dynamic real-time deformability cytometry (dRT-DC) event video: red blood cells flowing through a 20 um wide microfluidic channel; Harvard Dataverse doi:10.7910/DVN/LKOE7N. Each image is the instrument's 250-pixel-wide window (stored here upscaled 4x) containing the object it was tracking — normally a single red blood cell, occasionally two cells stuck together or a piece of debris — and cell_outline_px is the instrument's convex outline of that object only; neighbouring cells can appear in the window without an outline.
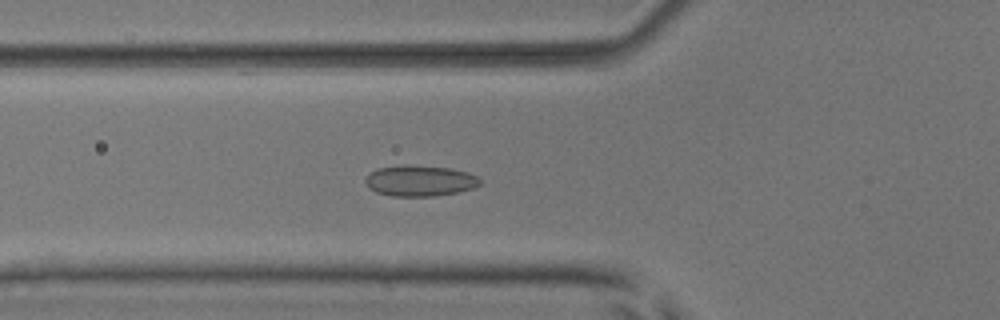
{"species": "common noctule bat (a hibernating species)", "species_latin": "Nyctalus noctula", "temperature_condition": "room temperature", "stored_images_in_passage": 39, "camera_frame_rate_fps": 3000, "um_per_image_px": 0.085, "animal": {"sex": "male", "body_mass_g": 17.9, "forearm_length_mm": 54.2}, "frame": {"image": 1, "passage_image": 6, "time_ms": 1.667, "image_size_px": [1000, 320], "cell_outline_px": [[480, 184], [472, 188], [456, 192], [432, 196], [392, 196], [376, 192], [368, 188], [364, 180], [376, 168], [404, 164], [452, 168], [468, 172], [476, 176], [480, 180]], "centroid_in_image_um": [35.66, 15.35], "position_along_channel_um": 90.1, "area_um2": 20.63}}
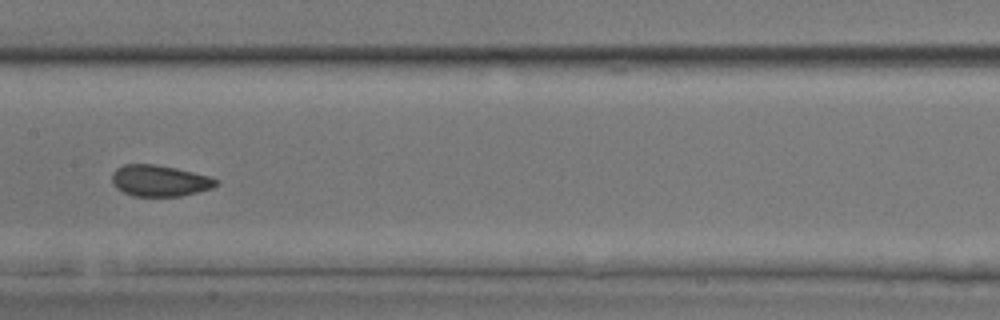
{"frame": {"image": 2, "passage_image": 14, "time_ms": 4.333, "image_size_px": [1000, 320], "cell_outline_px": [[220, 184], [212, 188], [180, 196], [132, 196], [116, 188], [112, 184], [112, 172], [116, 168], [124, 164], [156, 164], [176, 168], [208, 176], [220, 180]], "centroid_in_image_um": [13.56, 15.36], "position_along_channel_um": 193.8, "area_um2": 19.07}}
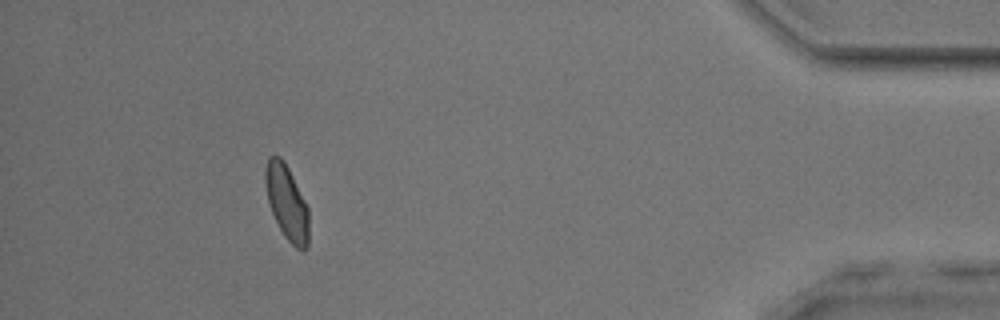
{"frame": {"image": 3, "passage_image": 35, "time_ms": 11.333, "image_size_px": [1000, 320], "cell_outline_px": [[308, 248], [304, 252], [296, 248], [284, 236], [272, 212], [268, 200], [264, 180], [264, 168], [268, 156], [280, 156], [284, 160], [308, 208]], "centroid_in_image_um": [24.37, 17.21], "position_along_channel_um": 410.8, "area_um2": 18.84}, "authors_computed_cell_mechanics": {"area_um2": 19.074, "velocity_mm_per_s": 3.8932, "shape_relaxation_time_tau1_ms": 6.7916, "shape_relaxation_time_tau2_ms": 1.0518, "deformation_change_tau1": 0.1125, "deformation_change_tau2": 0.0704}}